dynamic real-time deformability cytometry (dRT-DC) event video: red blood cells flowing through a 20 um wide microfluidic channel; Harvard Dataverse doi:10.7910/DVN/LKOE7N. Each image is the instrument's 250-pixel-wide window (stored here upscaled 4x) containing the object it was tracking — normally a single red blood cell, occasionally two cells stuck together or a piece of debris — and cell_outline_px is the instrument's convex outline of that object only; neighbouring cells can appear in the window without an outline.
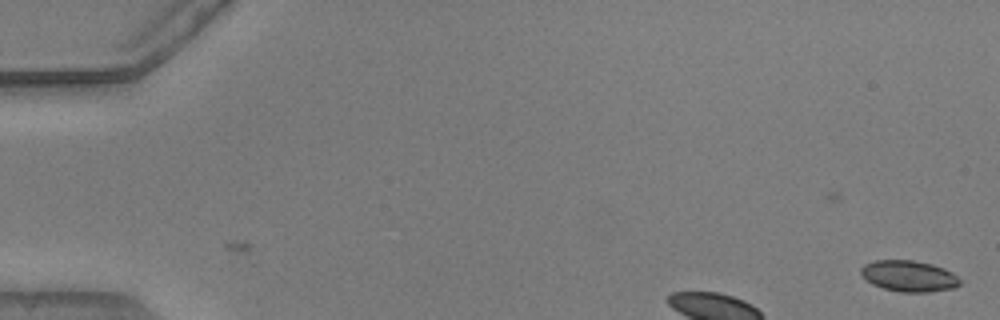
{"species": "common noctule bat (a hibernating species)", "species_latin": "Nyctalus noctula", "temperature_condition": "warm", "stored_images_in_passage": 8, "camera_frame_rate_fps": 3000, "um_per_image_px": 0.085, "animal": {"sex": "male", "body_mass_g": 20.5, "forearm_length_mm": 52.5}, "frame": {"image": 1, "passage_image": 1, "time_ms": 0.0, "image_size_px": [1000, 320], "cell_outline_px": [[960, 284], [956, 288], [932, 292], [900, 292], [884, 288], [872, 284], [860, 272], [860, 268], [864, 264], [876, 260], [912, 260], [932, 264], [944, 268], [952, 272], [960, 280]], "centroid_in_image_um": [77.28, 23.47], "position_along_channel_um": 7.7, "area_um2": 17.98}}